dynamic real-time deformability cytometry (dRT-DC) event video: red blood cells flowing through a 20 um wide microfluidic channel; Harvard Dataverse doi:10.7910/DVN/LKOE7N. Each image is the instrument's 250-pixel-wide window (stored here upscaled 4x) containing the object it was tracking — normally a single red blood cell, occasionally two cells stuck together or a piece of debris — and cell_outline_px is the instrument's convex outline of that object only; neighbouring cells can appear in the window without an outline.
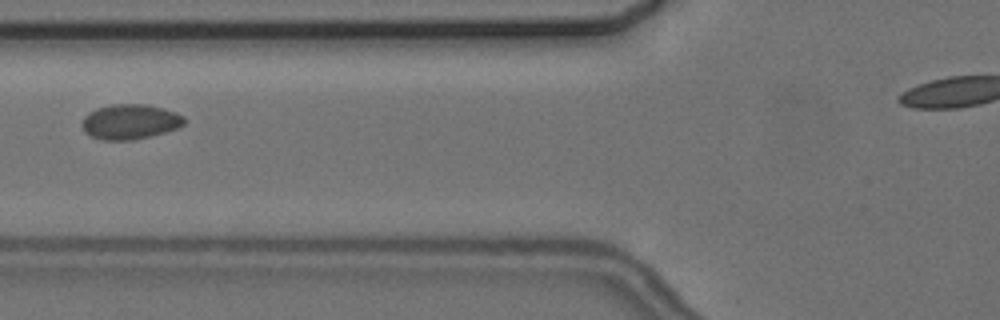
{"species": "common noctule bat (a hibernating species)", "species_latin": "Nyctalus noctula", "temperature_condition": "cold", "stored_images_in_passage": 5, "camera_frame_rate_fps": 3000, "um_per_image_px": 0.085, "animal": {"sex": "female", "body_mass_g": 24.6, "forearm_length_mm": 56.2}, "frame": {"image": 1, "passage_image": 2, "time_ms": 1.333, "image_size_px": [1000, 320], "cell_outline_px": [[188, 120], [184, 124], [176, 128], [152, 136], [132, 140], [100, 140], [84, 132], [80, 124], [84, 116], [88, 112], [96, 108], [112, 104], [148, 104], [164, 108], [176, 112], [184, 116]], "centroid_in_image_um": [11.05, 10.34], "position_along_channel_um": 114.8, "area_um2": 21.21}}
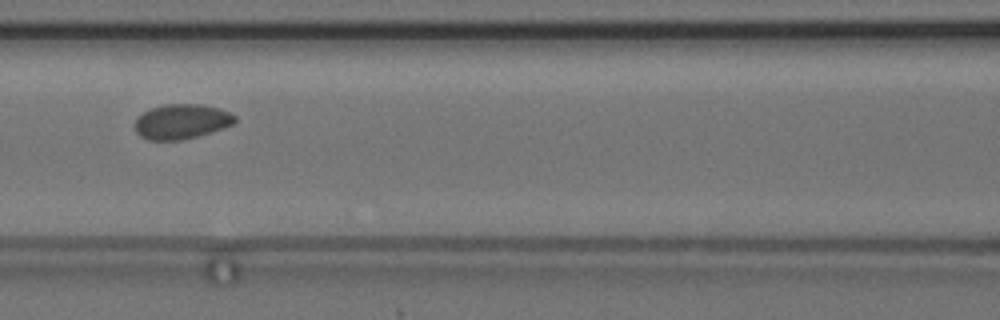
{"frame": {"image": 2, "passage_image": 3, "time_ms": 2.333, "image_size_px": [1000, 320], "cell_outline_px": [[236, 120], [232, 124], [224, 128], [196, 136], [180, 140], [148, 140], [140, 136], [136, 132], [136, 120], [144, 112], [152, 108], [164, 104], [200, 104], [220, 108], [236, 116]], "centroid_in_image_um": [15.44, 10.33], "position_along_channel_um": 151.2, "area_um2": 20.11}}